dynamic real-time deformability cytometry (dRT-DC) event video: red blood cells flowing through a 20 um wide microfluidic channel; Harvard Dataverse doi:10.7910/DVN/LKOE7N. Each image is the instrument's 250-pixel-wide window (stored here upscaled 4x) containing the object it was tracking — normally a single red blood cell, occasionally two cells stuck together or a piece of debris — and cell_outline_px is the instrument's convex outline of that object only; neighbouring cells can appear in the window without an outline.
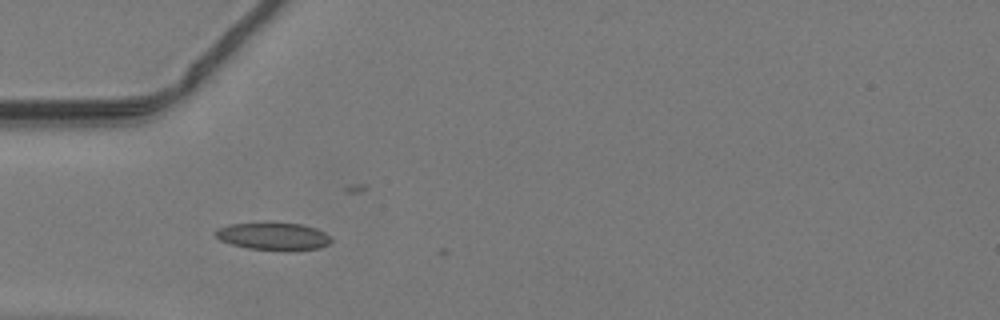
{"species": "common noctule bat (a hibernating species)", "species_latin": "Nyctalus noctula", "temperature_condition": "warm", "stored_images_in_passage": 13, "camera_frame_rate_fps": 3000, "um_per_image_px": 0.085, "animal": {"sex": "male", "body_mass_g": 19.2, "forearm_length_mm": 51.8}, "frame": {"image": 1, "passage_image": 1, "time_ms": 0.0, "image_size_px": [1000, 320], "cell_outline_px": [[332, 240], [328, 244], [320, 248], [288, 252], [284, 252], [248, 248], [232, 244], [220, 240], [216, 236], [216, 228], [232, 224], [300, 224], [316, 228], [332, 236]], "centroid_in_image_um": [23.3, 20.13], "position_along_channel_um": 61.7, "area_um2": 18.5}}
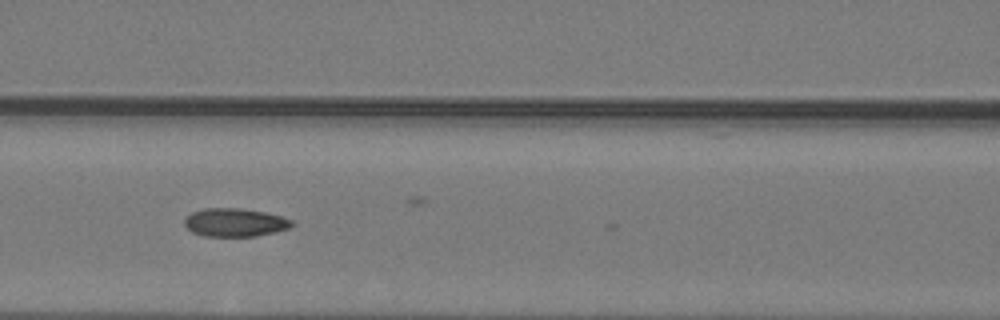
{"frame": {"image": 2, "passage_image": 7, "time_ms": 2.0, "image_size_px": [1000, 320], "cell_outline_px": [[292, 224], [288, 228], [256, 236], [204, 236], [192, 232], [184, 224], [184, 220], [192, 212], [204, 208], [240, 208], [264, 212], [280, 216], [292, 220]], "centroid_in_image_um": [19.93, 18.9], "position_along_channel_um": 146.7, "area_um2": 17.46}}
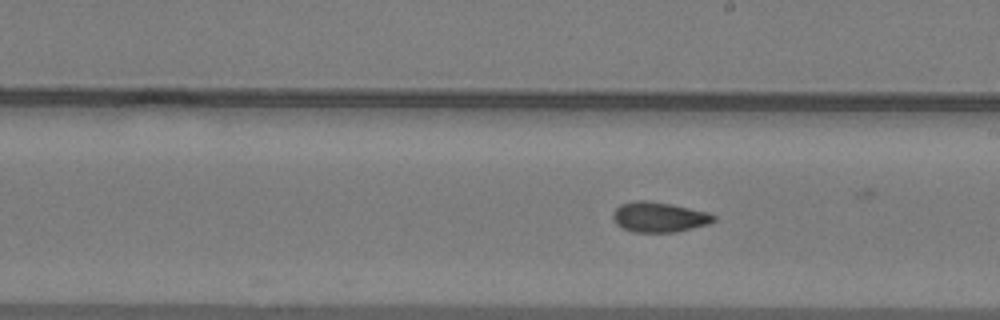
{"frame": {"image": 3, "passage_image": 13, "time_ms": 4.0, "image_size_px": [1000, 320], "cell_outline_px": [[716, 220], [708, 224], [676, 232], [632, 232], [616, 224], [612, 216], [612, 212], [620, 204], [632, 200], [644, 200], [672, 204], [708, 212], [716, 216]], "centroid_in_image_um": [56.01, 18.44], "position_along_channel_um": 233.0, "area_um2": 17.8}}